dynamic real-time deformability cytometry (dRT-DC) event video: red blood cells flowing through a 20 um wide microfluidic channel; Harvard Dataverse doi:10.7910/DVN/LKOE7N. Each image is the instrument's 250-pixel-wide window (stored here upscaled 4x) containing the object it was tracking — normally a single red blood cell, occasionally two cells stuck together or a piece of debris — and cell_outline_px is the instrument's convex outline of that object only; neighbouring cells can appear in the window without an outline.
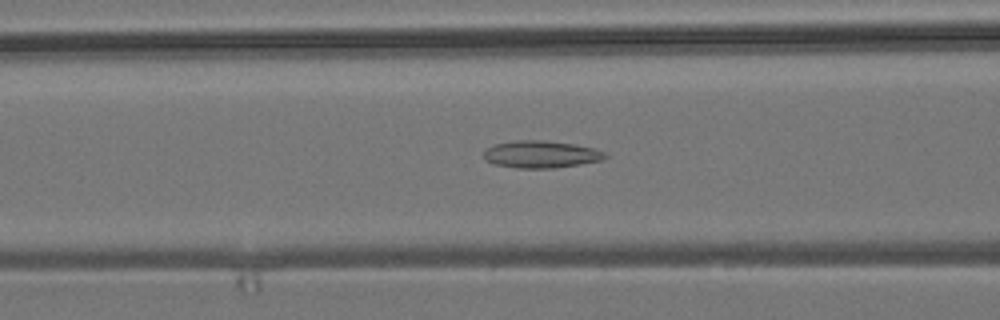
{"species": "common noctule bat (a hibernating species)", "species_latin": "Nyctalus noctula", "temperature_condition": "room temperature", "stored_images_in_passage": 38, "camera_frame_rate_fps": 3000, "um_per_image_px": 0.085, "animal": {"sex": "male", "body_mass_g": 19.2, "forearm_length_mm": 51.8}, "frame": {"image": 1, "passage_image": 6, "time_ms": 1.667, "image_size_px": [1000, 320], "cell_outline_px": [[608, 156], [600, 160], [580, 164], [556, 168], [516, 168], [496, 164], [484, 160], [484, 152], [488, 148], [496, 144], [516, 140], [540, 140], [572, 144], [592, 148], [604, 152]], "centroid_in_image_um": [45.96, 13.12], "position_along_channel_um": 120.6, "area_um2": 18.96}}
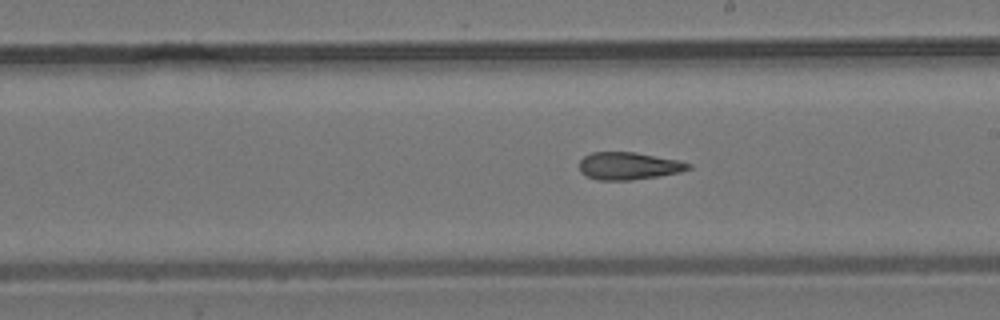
{"frame": {"image": 2, "passage_image": 15, "time_ms": 4.667, "image_size_px": [1000, 320], "cell_outline_px": [[692, 168], [680, 172], [660, 176], [632, 180], [596, 180], [580, 172], [580, 160], [584, 156], [592, 152], [636, 152], [680, 160], [692, 164]], "centroid_in_image_um": [53.47, 14.1], "position_along_channel_um": 235.5, "area_um2": 17.63}}
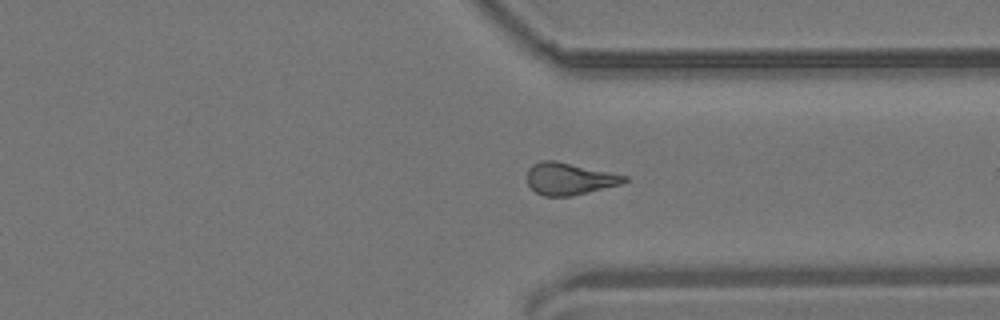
{"frame": {"image": 3, "passage_image": 25, "time_ms": 8.0, "image_size_px": [1000, 320], "cell_outline_px": [[628, 180], [620, 184], [572, 196], [544, 196], [536, 192], [528, 184], [528, 168], [532, 164], [540, 160], [556, 160], [612, 172], [628, 176]], "centroid_in_image_um": [48.39, 15.18], "position_along_channel_um": 363.0, "area_um2": 18.21}, "authors_computed_cell_mechanics": {"area_um2": 17.8313, "velocity_mm_per_s": 3.8296, "shape_relaxation_time_tau1_ms": null, "shape_relaxation_time_tau2_ms": 3.414, "deformation_change_tau1": null, "deformation_change_tau2": 0.1338}}